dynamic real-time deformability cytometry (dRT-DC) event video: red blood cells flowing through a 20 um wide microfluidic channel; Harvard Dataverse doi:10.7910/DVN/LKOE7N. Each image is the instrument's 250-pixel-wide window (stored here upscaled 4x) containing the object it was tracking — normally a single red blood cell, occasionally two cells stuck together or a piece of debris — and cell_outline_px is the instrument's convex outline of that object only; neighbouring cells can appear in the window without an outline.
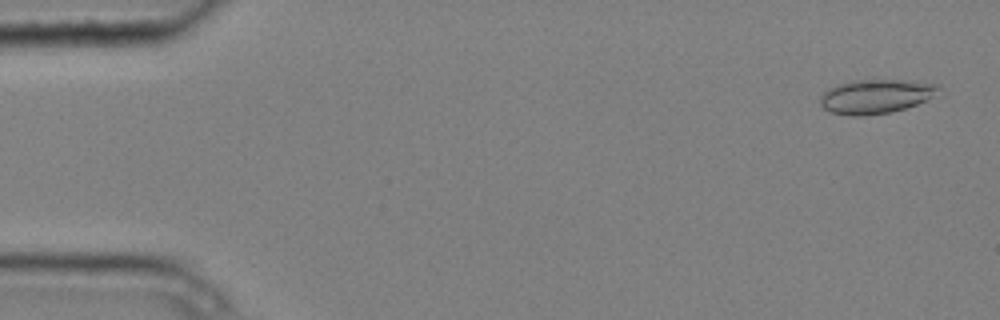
{"species": "common noctule bat (a hibernating species)", "species_latin": "Nyctalus noctula", "temperature_condition": "cold", "stored_images_in_passage": 6, "camera_frame_rate_fps": 3000, "um_per_image_px": 0.085, "animal": {"sex": "male", "body_mass_g": 20.4}, "frame": {"image": 1, "passage_image": 1, "time_ms": 0.0, "image_size_px": [1000, 320], "cell_outline_px": [[940, 88], [932, 96], [916, 104], [904, 108], [888, 112], [864, 116], [852, 116], [832, 112], [824, 108], [820, 104], [820, 96], [828, 88], [852, 80], [916, 80], [940, 84]], "centroid_in_image_um": [74.44, 8.17], "position_along_channel_um": 10.6, "area_um2": 23.41}}
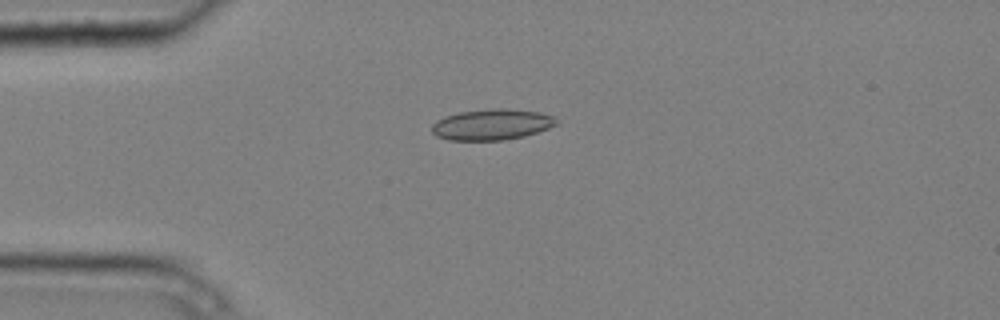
{"frame": {"image": 2, "passage_image": 4, "time_ms": 1.0, "image_size_px": [1000, 320], "cell_outline_px": [[560, 124], [524, 136], [504, 140], [448, 140], [436, 136], [432, 132], [432, 124], [436, 120], [444, 116], [460, 112], [496, 108], [508, 108], [540, 112], [556, 116]], "centroid_in_image_um": [41.83, 10.58], "position_along_channel_um": 43.2, "area_um2": 22.66}}
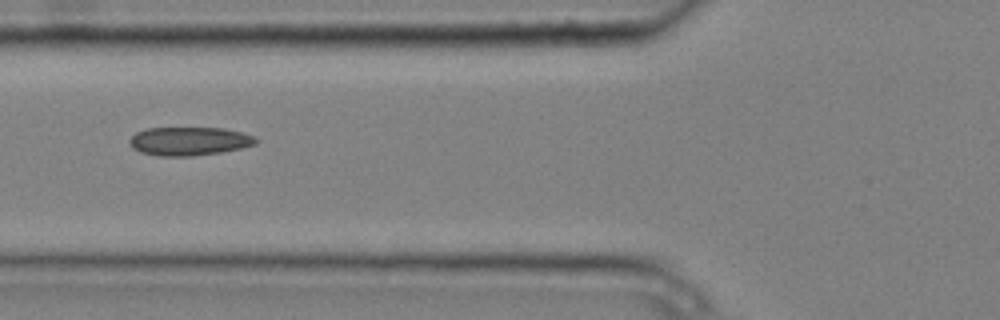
{"frame": {"image": 3, "passage_image": 6, "time_ms": 1.667, "image_size_px": [1000, 320], "cell_outline_px": [[260, 140], [256, 144], [240, 148], [220, 152], [192, 156], [156, 156], [140, 152], [132, 148], [128, 140], [136, 132], [148, 128], [224, 128], [240, 132], [252, 136]], "centroid_in_image_um": [16.05, 12.0], "position_along_channel_um": 109.7, "area_um2": 20.98}}